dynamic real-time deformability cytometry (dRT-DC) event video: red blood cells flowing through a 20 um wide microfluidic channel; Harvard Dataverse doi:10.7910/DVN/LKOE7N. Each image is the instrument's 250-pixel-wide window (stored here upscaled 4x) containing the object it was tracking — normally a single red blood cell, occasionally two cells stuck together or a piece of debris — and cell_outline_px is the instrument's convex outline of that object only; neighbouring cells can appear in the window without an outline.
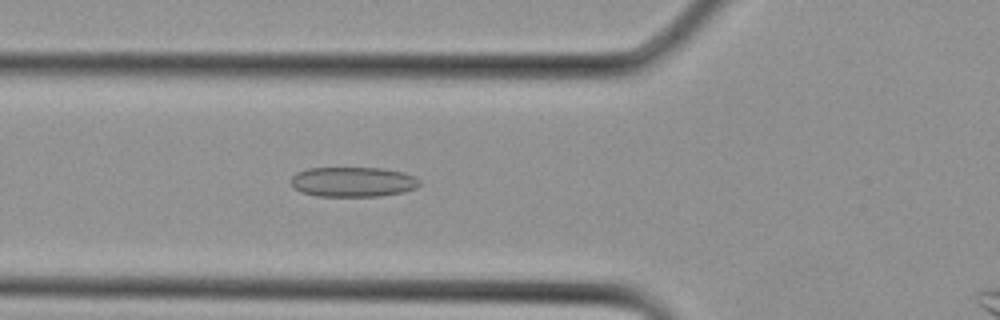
{"species": "Egyptian fruit bat (a non-hibernating species)", "species_latin": "Rousettus aegyptiacus", "temperature_condition": "cold", "stored_images_in_passage": 12, "camera_frame_rate_fps": 3000, "um_per_image_px": 0.085, "animal": {"sex": "female"}, "frame": {"image": 1, "passage_image": 10, "time_ms": 3.0, "image_size_px": [1000, 320], "cell_outline_px": [[420, 184], [416, 188], [404, 192], [380, 196], [316, 196], [300, 192], [292, 184], [292, 176], [296, 172], [308, 168], [380, 168], [404, 172], [416, 176], [420, 180]], "centroid_in_image_um": [30.03, 15.46], "position_along_channel_um": 95.8, "area_um2": 22.54}}
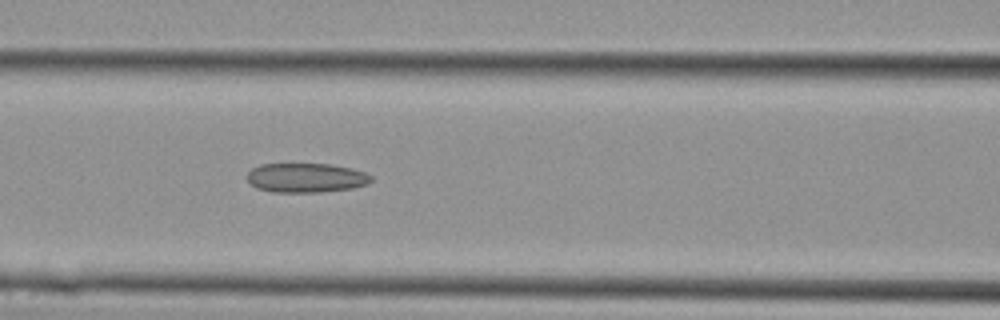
{"frame": {"image": 2, "passage_image": 12, "time_ms": 3.667, "image_size_px": [1000, 320], "cell_outline_px": [[372, 180], [368, 184], [352, 188], [320, 192], [272, 192], [256, 188], [244, 176], [252, 168], [260, 164], [332, 164], [352, 168], [364, 172], [372, 176]], "centroid_in_image_um": [26.0, 15.11], "position_along_channel_um": 140.6, "area_um2": 21.39}}